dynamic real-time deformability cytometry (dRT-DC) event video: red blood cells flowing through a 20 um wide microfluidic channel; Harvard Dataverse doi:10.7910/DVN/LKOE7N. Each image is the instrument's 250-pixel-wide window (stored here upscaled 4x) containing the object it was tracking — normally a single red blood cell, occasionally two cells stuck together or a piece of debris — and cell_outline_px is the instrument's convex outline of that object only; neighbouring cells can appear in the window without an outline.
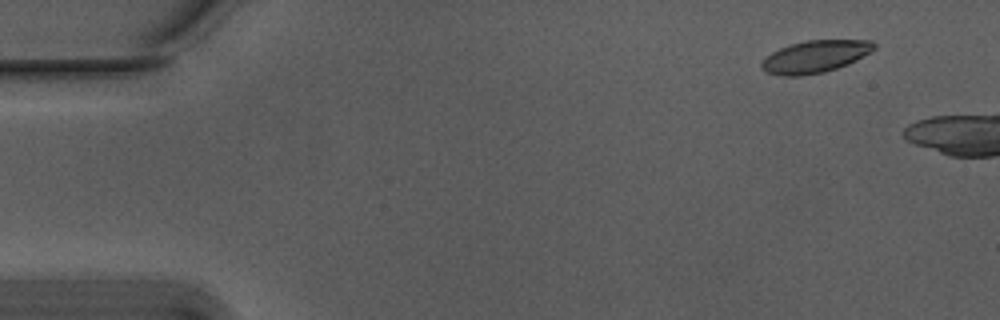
{"species": "Egyptian fruit bat (a non-hibernating species)", "species_latin": "Rousettus aegyptiacus", "temperature_condition": "warm", "stored_images_in_passage": 14, "camera_frame_rate_fps": 3000, "um_per_image_px": 0.085, "animal": {"sex": "male"}, "frame": {"image": 1, "passage_image": 5, "time_ms": 1.333, "image_size_px": [1000, 320], "cell_outline_px": [[876, 48], [856, 60], [848, 64], [824, 72], [800, 76], [780, 76], [768, 72], [760, 68], [760, 64], [772, 52], [788, 44], [808, 40], [872, 40], [876, 44]], "centroid_in_image_um": [69.28, 4.8], "position_along_channel_um": 15.7, "area_um2": 21.1}}